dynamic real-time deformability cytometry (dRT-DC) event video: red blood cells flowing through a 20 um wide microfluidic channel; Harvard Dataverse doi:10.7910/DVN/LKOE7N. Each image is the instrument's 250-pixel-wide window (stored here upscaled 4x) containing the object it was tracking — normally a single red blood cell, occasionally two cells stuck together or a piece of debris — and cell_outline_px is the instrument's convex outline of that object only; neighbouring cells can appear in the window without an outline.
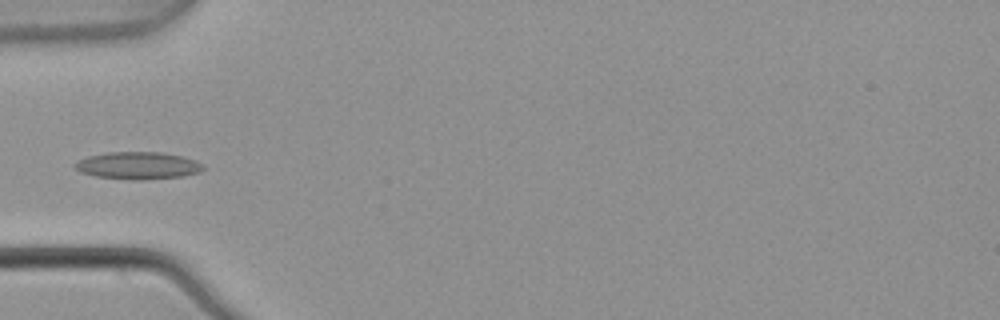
{"species": "common noctule bat (a hibernating species)", "species_latin": "Nyctalus noctula", "temperature_condition": "warm", "stored_images_in_passage": 5, "camera_frame_rate_fps": 3000, "um_per_image_px": 0.085, "animal": {"sex": "male", "body_mass_g": 21.5, "forearm_length_mm": 52.0}, "frame": {"image": 1, "passage_image": 4, "time_ms": 1.0, "image_size_px": [1000, 320], "cell_outline_px": [[204, 168], [200, 172], [184, 176], [144, 180], [132, 180], [96, 176], [80, 172], [72, 164], [76, 160], [88, 156], [108, 152], [160, 152], [180, 156], [196, 160], [204, 164]], "centroid_in_image_um": [11.72, 14.07], "position_along_channel_um": 73.3, "area_um2": 20.58}}
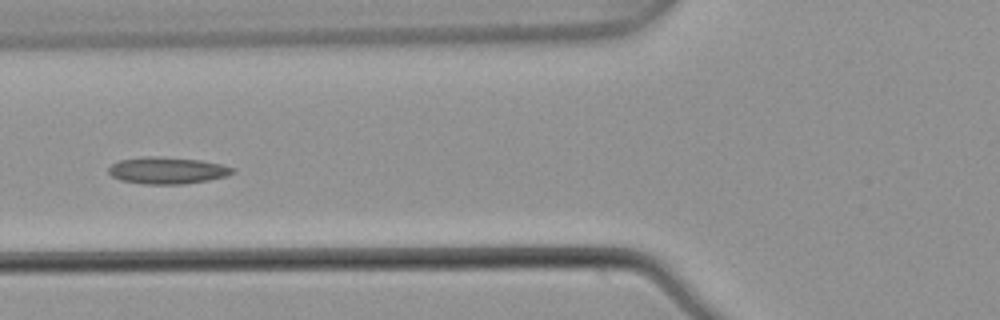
{"frame": {"image": 2, "passage_image": 5, "time_ms": 1.333, "image_size_px": [1000, 320], "cell_outline_px": [[236, 172], [228, 176], [208, 180], [184, 184], [144, 184], [120, 180], [112, 176], [108, 172], [108, 168], [112, 164], [120, 160], [148, 156], [200, 160], [220, 164], [236, 168]], "centroid_in_image_um": [14.25, 14.5], "position_along_channel_um": 111.6, "area_um2": 19.31}}